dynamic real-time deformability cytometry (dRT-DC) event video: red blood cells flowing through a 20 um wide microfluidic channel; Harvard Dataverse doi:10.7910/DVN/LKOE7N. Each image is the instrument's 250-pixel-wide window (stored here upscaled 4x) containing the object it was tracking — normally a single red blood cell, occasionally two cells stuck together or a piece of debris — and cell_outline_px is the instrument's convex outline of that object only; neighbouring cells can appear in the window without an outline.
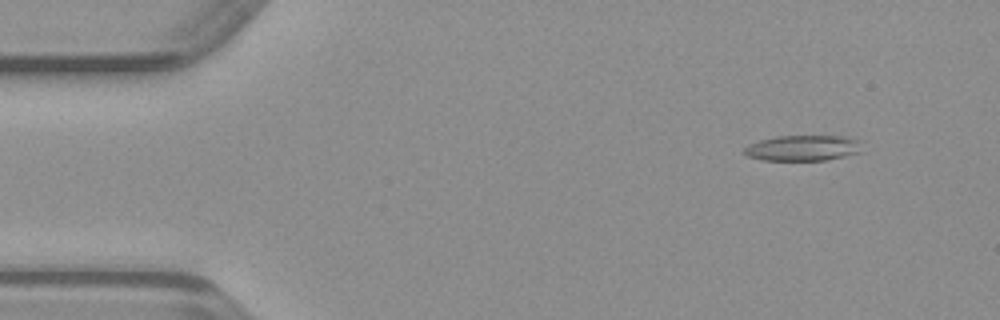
{"species": "common noctule bat (a hibernating species)", "species_latin": "Nyctalus noctula", "temperature_condition": "warm", "stored_images_in_passage": 49, "camera_frame_rate_fps": 3000, "um_per_image_px": 0.085, "animal": {"sex": "male", "body_mass_g": 23.1, "forearm_length_mm": 52.7}, "frame": {"image": 1, "passage_image": 5, "time_ms": 1.333, "image_size_px": [1000, 320], "cell_outline_px": [[860, 152], [828, 160], [760, 160], [748, 156], [740, 152], [748, 144], [760, 140], [776, 136], [844, 136], [860, 140]], "centroid_in_image_um": [68.2, 12.58], "position_along_channel_um": 16.8, "area_um2": 17.69}}
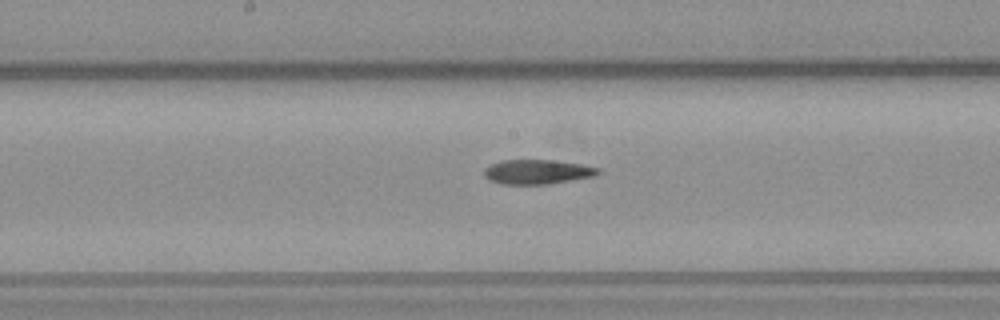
{"frame": {"image": 2, "passage_image": 25, "time_ms": 8.0, "image_size_px": [1000, 320], "cell_outline_px": [[600, 172], [596, 176], [552, 184], [500, 184], [488, 180], [484, 176], [484, 168], [488, 164], [500, 160], [552, 160], [580, 164], [600, 168]], "centroid_in_image_um": [45.64, 14.61], "position_along_channel_um": 202.6, "area_um2": 16.59}}
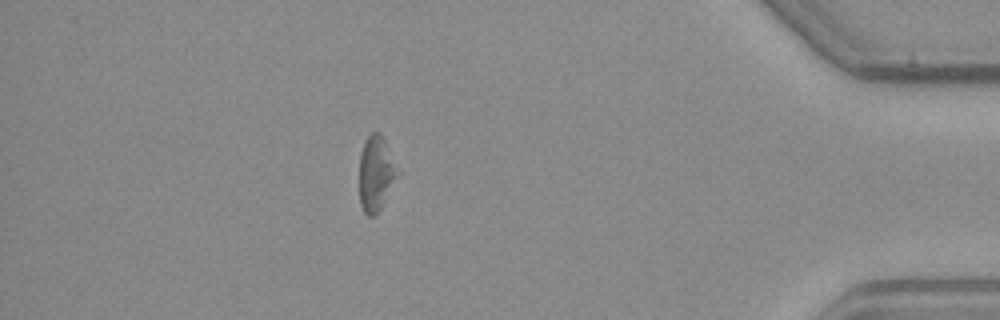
{"frame": {"image": 3, "passage_image": 43, "time_ms": 14.0, "image_size_px": [1000, 320], "cell_outline_px": [[400, 176], [376, 216], [368, 216], [364, 212], [360, 204], [360, 152], [364, 140], [372, 132], [380, 132], [384, 136], [400, 172]], "centroid_in_image_um": [31.99, 14.73], "position_along_channel_um": 403.2, "area_um2": 17.28}}